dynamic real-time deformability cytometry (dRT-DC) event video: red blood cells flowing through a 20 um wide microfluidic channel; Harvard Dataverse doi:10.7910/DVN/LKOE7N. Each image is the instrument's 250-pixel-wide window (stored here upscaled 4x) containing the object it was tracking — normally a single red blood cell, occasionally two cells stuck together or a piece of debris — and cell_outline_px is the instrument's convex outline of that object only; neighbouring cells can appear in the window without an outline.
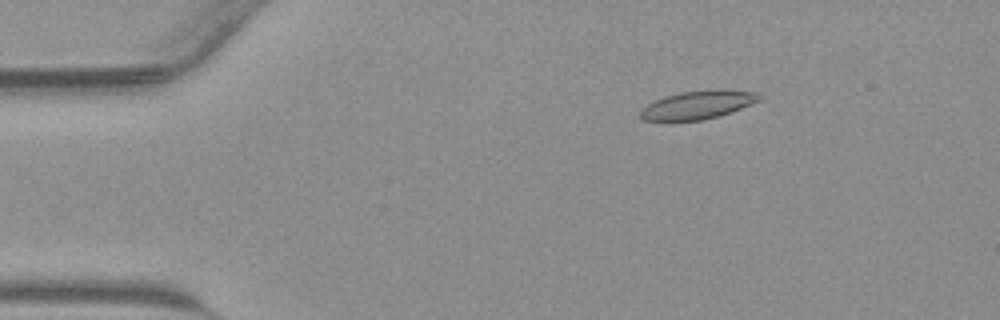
{"species": "common noctule bat (a hibernating species)", "species_latin": "Nyctalus noctula", "temperature_condition": "warm", "stored_images_in_passage": 44, "camera_frame_rate_fps": 3000, "um_per_image_px": 0.085, "animal": {"sex": "male", "body_mass_g": 23.1, "forearm_length_mm": 52.7}, "frame": {"image": 1, "passage_image": 7, "time_ms": 2.0, "image_size_px": [1000, 320], "cell_outline_px": [[764, 100], [720, 116], [704, 120], [672, 124], [668, 124], [644, 120], [640, 116], [640, 112], [648, 104], [664, 96], [680, 92], [716, 88], [724, 88], [756, 92], [764, 96]], "centroid_in_image_um": [59.35, 8.94], "position_along_channel_um": 25.7, "area_um2": 20.92}}
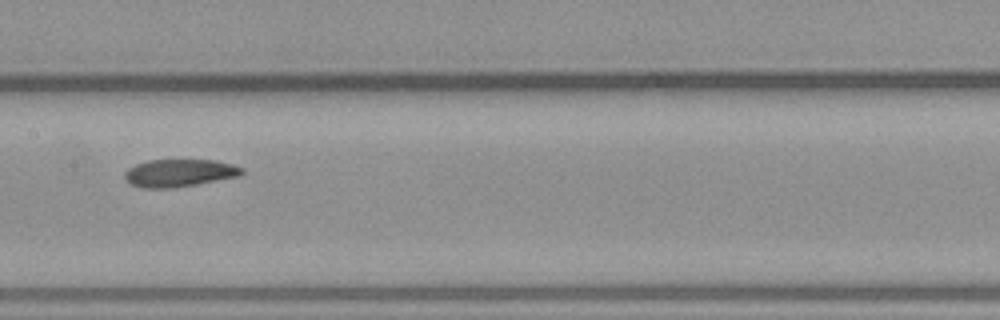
{"frame": {"image": 2, "passage_image": 22, "time_ms": 7.0, "image_size_px": [1000, 320], "cell_outline_px": [[244, 172], [236, 176], [196, 184], [172, 188], [140, 188], [132, 184], [124, 176], [124, 172], [128, 168], [136, 164], [148, 160], [216, 160], [232, 164], [244, 168]], "centroid_in_image_um": [15.22, 14.69], "position_along_channel_um": 192.2, "area_um2": 18.67}}
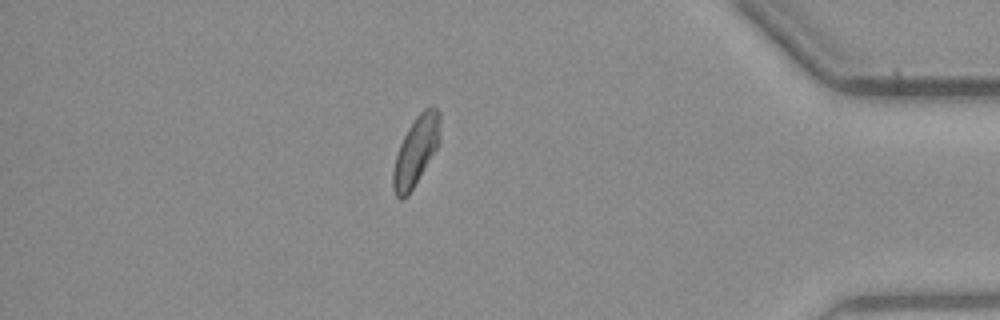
{"frame": {"image": 3, "passage_image": 38, "time_ms": 12.333, "image_size_px": [1000, 320], "cell_outline_px": [[440, 144], [408, 196], [404, 200], [400, 200], [396, 196], [392, 188], [392, 172], [396, 156], [400, 144], [408, 128], [416, 116], [424, 108], [432, 104], [440, 112]], "centroid_in_image_um": [35.37, 12.83], "position_along_channel_um": 399.8, "area_um2": 19.25}}